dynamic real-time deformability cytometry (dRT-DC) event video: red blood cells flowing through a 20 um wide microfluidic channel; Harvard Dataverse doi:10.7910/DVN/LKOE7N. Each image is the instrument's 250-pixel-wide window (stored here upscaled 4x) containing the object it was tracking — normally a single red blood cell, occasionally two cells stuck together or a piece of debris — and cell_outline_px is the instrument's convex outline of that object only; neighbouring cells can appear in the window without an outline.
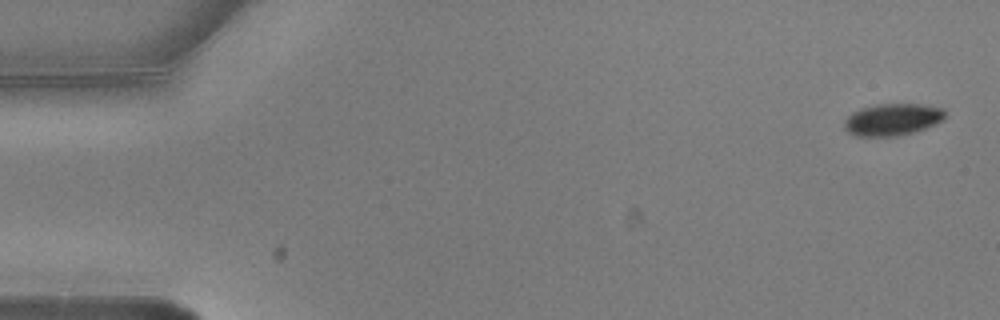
{"species": "common noctule bat (a hibernating species)", "species_latin": "Nyctalus noctula", "temperature_condition": "warm", "stored_images_in_passage": 4, "camera_frame_rate_fps": 3000, "um_per_image_px": 0.085, "animal": {"sex": "male", "body_mass_g": 20.5, "forearm_length_mm": 52.5}, "frame": {"image": 1, "passage_image": 1, "time_ms": 0.0, "image_size_px": [1000, 320], "cell_outline_px": [[944, 120], [936, 124], [912, 132], [896, 136], [856, 136], [848, 132], [844, 128], [844, 120], [852, 112], [860, 108], [880, 104], [920, 104], [944, 108]], "centroid_in_image_um": [75.84, 10.15], "position_along_channel_um": 9.2, "area_um2": 18.73}}
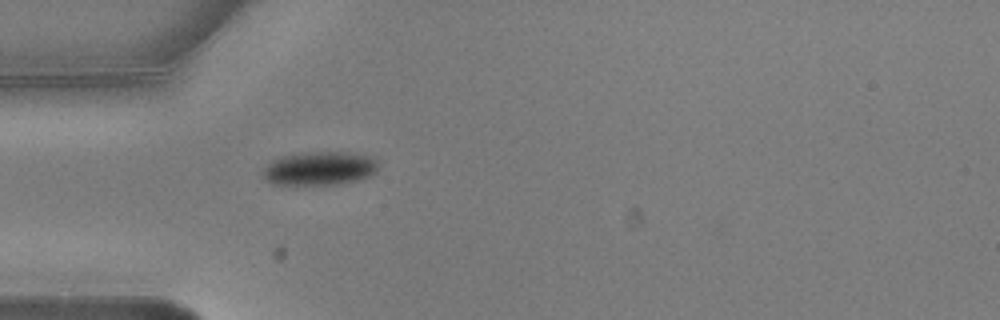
{"frame": {"image": 2, "passage_image": 4, "time_ms": 1.0, "image_size_px": [1000, 320], "cell_outline_px": [[376, 172], [360, 180], [340, 184], [272, 184], [264, 176], [264, 168], [272, 160], [280, 156], [304, 152], [348, 152], [368, 156], [376, 160]], "centroid_in_image_um": [27.16, 14.31], "position_along_channel_um": 57.8, "area_um2": 22.43}}